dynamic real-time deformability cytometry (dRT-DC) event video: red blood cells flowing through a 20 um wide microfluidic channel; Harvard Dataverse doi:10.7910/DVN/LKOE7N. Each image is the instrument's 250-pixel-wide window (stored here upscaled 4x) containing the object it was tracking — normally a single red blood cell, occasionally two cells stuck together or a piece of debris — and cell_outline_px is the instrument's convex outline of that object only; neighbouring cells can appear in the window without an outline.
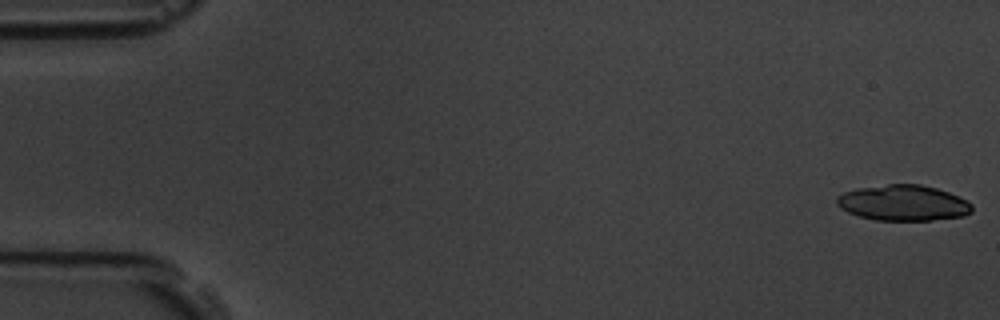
{"species": "common noctule bat (a hibernating species)", "species_latin": "Nyctalus noctula", "temperature_condition": "room temperature", "stored_images_in_passage": 6, "camera_frame_rate_fps": 3000, "um_per_image_px": 0.085, "animal": {"sex": "male", "body_mass_g": 19.5, "forearm_length_mm": 54.6}, "frame": {"image": 1, "passage_image": 1, "time_ms": 0.0, "image_size_px": [1000, 320], "cell_outline_px": [[972, 212], [964, 216], [932, 220], [876, 220], [860, 216], [848, 212], [840, 208], [836, 204], [836, 196], [844, 192], [856, 188], [888, 184], [920, 184], [936, 188], [948, 192], [968, 200], [972, 204]], "centroid_in_image_um": [76.77, 17.24], "position_along_channel_um": 8.2, "area_um2": 28.26}}